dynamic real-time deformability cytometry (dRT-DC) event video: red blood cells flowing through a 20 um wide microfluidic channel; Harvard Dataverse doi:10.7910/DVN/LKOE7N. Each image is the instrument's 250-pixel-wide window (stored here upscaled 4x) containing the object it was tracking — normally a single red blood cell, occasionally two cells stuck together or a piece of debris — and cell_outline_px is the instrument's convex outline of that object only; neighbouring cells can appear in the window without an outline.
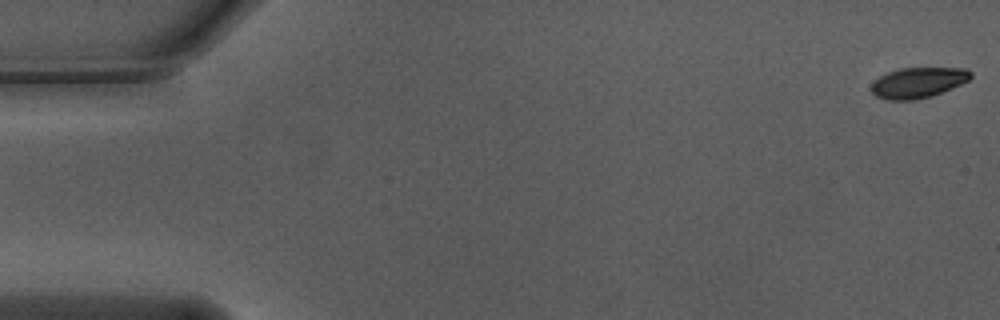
{"species": "Egyptian fruit bat (a non-hibernating species)", "species_latin": "Rousettus aegyptiacus", "temperature_condition": "warm", "stored_images_in_passage": 17, "camera_frame_rate_fps": 3000, "um_per_image_px": 0.085, "animal": {"sex": "male"}, "frame": {"image": 1, "passage_image": 1, "time_ms": 0.0, "image_size_px": [1000, 320], "cell_outline_px": [[972, 76], [968, 80], [960, 84], [932, 96], [916, 100], [888, 100], [876, 96], [872, 92], [872, 84], [880, 76], [888, 72], [900, 68], [968, 68], [972, 72]], "centroid_in_image_um": [78.05, 7.02], "position_along_channel_um": 6.9, "area_um2": 17.57}}